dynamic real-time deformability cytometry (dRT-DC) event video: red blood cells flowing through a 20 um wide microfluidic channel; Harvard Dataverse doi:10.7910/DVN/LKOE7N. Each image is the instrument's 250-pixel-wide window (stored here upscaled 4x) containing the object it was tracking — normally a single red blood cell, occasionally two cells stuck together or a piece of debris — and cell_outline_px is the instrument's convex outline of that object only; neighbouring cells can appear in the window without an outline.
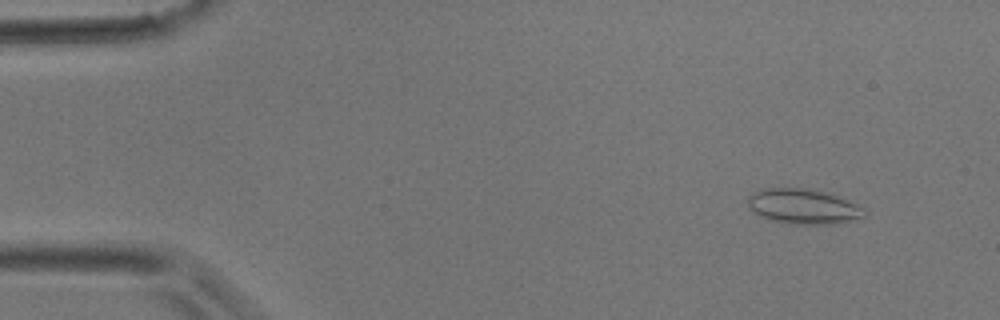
{"species": "common noctule bat (a hibernating species)", "species_latin": "Nyctalus noctula", "temperature_condition": "room temperature", "stored_images_in_passage": 4, "camera_frame_rate_fps": 3000, "um_per_image_px": 0.085, "animal": {"sex": "male", "body_mass_g": 17.9}, "frame": {"image": 1, "passage_image": 1, "time_ms": 0.0, "image_size_px": [1000, 320], "cell_outline_px": [[868, 208], [864, 216], [840, 224], [788, 224], [768, 220], [760, 216], [748, 204], [748, 196], [752, 192], [764, 188], [808, 188], [832, 192]], "centroid_in_image_um": [68.36, 17.54], "position_along_channel_um": 16.6, "area_um2": 24.51}}